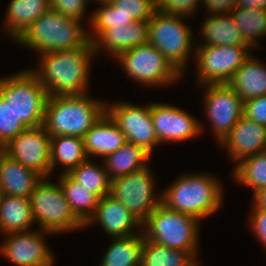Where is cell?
Wrapping results in <instances>:
<instances>
[{"label": "cell", "mask_w": 266, "mask_h": 266, "mask_svg": "<svg viewBox=\"0 0 266 266\" xmlns=\"http://www.w3.org/2000/svg\"><path fill=\"white\" fill-rule=\"evenodd\" d=\"M50 8V0H11L3 23L5 34L16 42Z\"/></svg>", "instance_id": "23"}, {"label": "cell", "mask_w": 266, "mask_h": 266, "mask_svg": "<svg viewBox=\"0 0 266 266\" xmlns=\"http://www.w3.org/2000/svg\"><path fill=\"white\" fill-rule=\"evenodd\" d=\"M0 96L26 128L43 125L48 94L30 69L0 77Z\"/></svg>", "instance_id": "6"}, {"label": "cell", "mask_w": 266, "mask_h": 266, "mask_svg": "<svg viewBox=\"0 0 266 266\" xmlns=\"http://www.w3.org/2000/svg\"><path fill=\"white\" fill-rule=\"evenodd\" d=\"M87 94L48 96L43 127L50 137L84 138L106 112V103Z\"/></svg>", "instance_id": "2"}, {"label": "cell", "mask_w": 266, "mask_h": 266, "mask_svg": "<svg viewBox=\"0 0 266 266\" xmlns=\"http://www.w3.org/2000/svg\"><path fill=\"white\" fill-rule=\"evenodd\" d=\"M47 179L43 177L30 195L33 218L40 225L38 229L58 234L86 227L72 211L59 182Z\"/></svg>", "instance_id": "7"}, {"label": "cell", "mask_w": 266, "mask_h": 266, "mask_svg": "<svg viewBox=\"0 0 266 266\" xmlns=\"http://www.w3.org/2000/svg\"><path fill=\"white\" fill-rule=\"evenodd\" d=\"M197 254V250L172 249L144 238L140 266H186Z\"/></svg>", "instance_id": "30"}, {"label": "cell", "mask_w": 266, "mask_h": 266, "mask_svg": "<svg viewBox=\"0 0 266 266\" xmlns=\"http://www.w3.org/2000/svg\"><path fill=\"white\" fill-rule=\"evenodd\" d=\"M51 137L43 125L26 128L4 146V153L42 177L50 176Z\"/></svg>", "instance_id": "14"}, {"label": "cell", "mask_w": 266, "mask_h": 266, "mask_svg": "<svg viewBox=\"0 0 266 266\" xmlns=\"http://www.w3.org/2000/svg\"><path fill=\"white\" fill-rule=\"evenodd\" d=\"M103 165H96L95 160L87 158L84 162L73 168L68 174L88 191L96 194L100 199L109 195L111 180Z\"/></svg>", "instance_id": "31"}, {"label": "cell", "mask_w": 266, "mask_h": 266, "mask_svg": "<svg viewBox=\"0 0 266 266\" xmlns=\"http://www.w3.org/2000/svg\"><path fill=\"white\" fill-rule=\"evenodd\" d=\"M87 1L89 0H50V7L66 17L82 21Z\"/></svg>", "instance_id": "38"}, {"label": "cell", "mask_w": 266, "mask_h": 266, "mask_svg": "<svg viewBox=\"0 0 266 266\" xmlns=\"http://www.w3.org/2000/svg\"><path fill=\"white\" fill-rule=\"evenodd\" d=\"M198 257H195L189 264H187L186 266H199L201 264L200 261L197 260ZM200 262V263H199Z\"/></svg>", "instance_id": "44"}, {"label": "cell", "mask_w": 266, "mask_h": 266, "mask_svg": "<svg viewBox=\"0 0 266 266\" xmlns=\"http://www.w3.org/2000/svg\"><path fill=\"white\" fill-rule=\"evenodd\" d=\"M3 191H2V189H1V187H0V203H1V201H2V198H3Z\"/></svg>", "instance_id": "47"}, {"label": "cell", "mask_w": 266, "mask_h": 266, "mask_svg": "<svg viewBox=\"0 0 266 266\" xmlns=\"http://www.w3.org/2000/svg\"><path fill=\"white\" fill-rule=\"evenodd\" d=\"M34 223L30 198L3 195L0 203L1 234L31 230Z\"/></svg>", "instance_id": "25"}, {"label": "cell", "mask_w": 266, "mask_h": 266, "mask_svg": "<svg viewBox=\"0 0 266 266\" xmlns=\"http://www.w3.org/2000/svg\"><path fill=\"white\" fill-rule=\"evenodd\" d=\"M94 43L64 51L40 55L39 67L31 72L44 86L48 96L81 95L89 92V74Z\"/></svg>", "instance_id": "1"}, {"label": "cell", "mask_w": 266, "mask_h": 266, "mask_svg": "<svg viewBox=\"0 0 266 266\" xmlns=\"http://www.w3.org/2000/svg\"><path fill=\"white\" fill-rule=\"evenodd\" d=\"M25 129L22 122L17 120L10 105L0 96V142L3 146Z\"/></svg>", "instance_id": "36"}, {"label": "cell", "mask_w": 266, "mask_h": 266, "mask_svg": "<svg viewBox=\"0 0 266 266\" xmlns=\"http://www.w3.org/2000/svg\"><path fill=\"white\" fill-rule=\"evenodd\" d=\"M143 240V232L128 237L113 238L100 266H140Z\"/></svg>", "instance_id": "29"}, {"label": "cell", "mask_w": 266, "mask_h": 266, "mask_svg": "<svg viewBox=\"0 0 266 266\" xmlns=\"http://www.w3.org/2000/svg\"><path fill=\"white\" fill-rule=\"evenodd\" d=\"M115 59L133 81L147 86H167L183 76L150 42L122 52Z\"/></svg>", "instance_id": "9"}, {"label": "cell", "mask_w": 266, "mask_h": 266, "mask_svg": "<svg viewBox=\"0 0 266 266\" xmlns=\"http://www.w3.org/2000/svg\"><path fill=\"white\" fill-rule=\"evenodd\" d=\"M200 31L204 40L200 45L249 46L243 40L230 13L207 16L202 22Z\"/></svg>", "instance_id": "24"}, {"label": "cell", "mask_w": 266, "mask_h": 266, "mask_svg": "<svg viewBox=\"0 0 266 266\" xmlns=\"http://www.w3.org/2000/svg\"><path fill=\"white\" fill-rule=\"evenodd\" d=\"M243 115L258 124L266 126V95L246 100Z\"/></svg>", "instance_id": "39"}, {"label": "cell", "mask_w": 266, "mask_h": 266, "mask_svg": "<svg viewBox=\"0 0 266 266\" xmlns=\"http://www.w3.org/2000/svg\"><path fill=\"white\" fill-rule=\"evenodd\" d=\"M151 116L159 143L182 142L199 136L202 124L183 109L151 102Z\"/></svg>", "instance_id": "16"}, {"label": "cell", "mask_w": 266, "mask_h": 266, "mask_svg": "<svg viewBox=\"0 0 266 266\" xmlns=\"http://www.w3.org/2000/svg\"><path fill=\"white\" fill-rule=\"evenodd\" d=\"M200 222L196 218L160 203L142 223L145 239L179 250H198Z\"/></svg>", "instance_id": "5"}, {"label": "cell", "mask_w": 266, "mask_h": 266, "mask_svg": "<svg viewBox=\"0 0 266 266\" xmlns=\"http://www.w3.org/2000/svg\"><path fill=\"white\" fill-rule=\"evenodd\" d=\"M50 175L58 165L64 166L61 173H69L88 157L84 151V139L76 136L51 137Z\"/></svg>", "instance_id": "28"}, {"label": "cell", "mask_w": 266, "mask_h": 266, "mask_svg": "<svg viewBox=\"0 0 266 266\" xmlns=\"http://www.w3.org/2000/svg\"><path fill=\"white\" fill-rule=\"evenodd\" d=\"M219 144L227 147L232 161L240 162L266 151V126L243 115Z\"/></svg>", "instance_id": "17"}, {"label": "cell", "mask_w": 266, "mask_h": 266, "mask_svg": "<svg viewBox=\"0 0 266 266\" xmlns=\"http://www.w3.org/2000/svg\"><path fill=\"white\" fill-rule=\"evenodd\" d=\"M151 155L143 148L127 142L117 151L106 156L104 166L110 180L126 176L146 167Z\"/></svg>", "instance_id": "26"}, {"label": "cell", "mask_w": 266, "mask_h": 266, "mask_svg": "<svg viewBox=\"0 0 266 266\" xmlns=\"http://www.w3.org/2000/svg\"><path fill=\"white\" fill-rule=\"evenodd\" d=\"M4 153V146L3 144L0 142V156Z\"/></svg>", "instance_id": "45"}, {"label": "cell", "mask_w": 266, "mask_h": 266, "mask_svg": "<svg viewBox=\"0 0 266 266\" xmlns=\"http://www.w3.org/2000/svg\"><path fill=\"white\" fill-rule=\"evenodd\" d=\"M110 3L134 21L150 20L155 13L154 0H111Z\"/></svg>", "instance_id": "35"}, {"label": "cell", "mask_w": 266, "mask_h": 266, "mask_svg": "<svg viewBox=\"0 0 266 266\" xmlns=\"http://www.w3.org/2000/svg\"><path fill=\"white\" fill-rule=\"evenodd\" d=\"M251 49L250 46L195 45L197 85L227 84Z\"/></svg>", "instance_id": "11"}, {"label": "cell", "mask_w": 266, "mask_h": 266, "mask_svg": "<svg viewBox=\"0 0 266 266\" xmlns=\"http://www.w3.org/2000/svg\"><path fill=\"white\" fill-rule=\"evenodd\" d=\"M85 30L81 20L66 17L50 8L16 42L36 50L39 55L73 50L90 42L89 32Z\"/></svg>", "instance_id": "4"}, {"label": "cell", "mask_w": 266, "mask_h": 266, "mask_svg": "<svg viewBox=\"0 0 266 266\" xmlns=\"http://www.w3.org/2000/svg\"><path fill=\"white\" fill-rule=\"evenodd\" d=\"M201 0H154L155 11L176 15L191 16Z\"/></svg>", "instance_id": "37"}, {"label": "cell", "mask_w": 266, "mask_h": 266, "mask_svg": "<svg viewBox=\"0 0 266 266\" xmlns=\"http://www.w3.org/2000/svg\"><path fill=\"white\" fill-rule=\"evenodd\" d=\"M43 177L3 153L0 156V187L4 195L30 198Z\"/></svg>", "instance_id": "21"}, {"label": "cell", "mask_w": 266, "mask_h": 266, "mask_svg": "<svg viewBox=\"0 0 266 266\" xmlns=\"http://www.w3.org/2000/svg\"><path fill=\"white\" fill-rule=\"evenodd\" d=\"M252 206L248 223L259 242L266 248V210Z\"/></svg>", "instance_id": "40"}, {"label": "cell", "mask_w": 266, "mask_h": 266, "mask_svg": "<svg viewBox=\"0 0 266 266\" xmlns=\"http://www.w3.org/2000/svg\"><path fill=\"white\" fill-rule=\"evenodd\" d=\"M100 8L92 13L90 20V27L93 30L91 34L89 32V38L91 42H95L107 29L113 27H128L131 22H134L131 16L123 14L116 10V8L110 3H99ZM94 34V35H93Z\"/></svg>", "instance_id": "34"}, {"label": "cell", "mask_w": 266, "mask_h": 266, "mask_svg": "<svg viewBox=\"0 0 266 266\" xmlns=\"http://www.w3.org/2000/svg\"><path fill=\"white\" fill-rule=\"evenodd\" d=\"M227 84L244 102L266 95V65L250 54Z\"/></svg>", "instance_id": "22"}, {"label": "cell", "mask_w": 266, "mask_h": 266, "mask_svg": "<svg viewBox=\"0 0 266 266\" xmlns=\"http://www.w3.org/2000/svg\"><path fill=\"white\" fill-rule=\"evenodd\" d=\"M155 177L150 166L111 180L109 195L121 202L134 217L143 223L161 203L155 195Z\"/></svg>", "instance_id": "10"}, {"label": "cell", "mask_w": 266, "mask_h": 266, "mask_svg": "<svg viewBox=\"0 0 266 266\" xmlns=\"http://www.w3.org/2000/svg\"><path fill=\"white\" fill-rule=\"evenodd\" d=\"M204 87V111L211 123L214 137L220 143L243 116L244 101L228 84L203 85Z\"/></svg>", "instance_id": "13"}, {"label": "cell", "mask_w": 266, "mask_h": 266, "mask_svg": "<svg viewBox=\"0 0 266 266\" xmlns=\"http://www.w3.org/2000/svg\"><path fill=\"white\" fill-rule=\"evenodd\" d=\"M106 103V112L119 126L129 143L143 148L150 155L159 140L151 116V103L141 107L131 103Z\"/></svg>", "instance_id": "12"}, {"label": "cell", "mask_w": 266, "mask_h": 266, "mask_svg": "<svg viewBox=\"0 0 266 266\" xmlns=\"http://www.w3.org/2000/svg\"><path fill=\"white\" fill-rule=\"evenodd\" d=\"M148 37L149 20L134 21L128 27L107 29L94 42L95 55L100 51H107L115 59L122 52L147 43Z\"/></svg>", "instance_id": "19"}, {"label": "cell", "mask_w": 266, "mask_h": 266, "mask_svg": "<svg viewBox=\"0 0 266 266\" xmlns=\"http://www.w3.org/2000/svg\"><path fill=\"white\" fill-rule=\"evenodd\" d=\"M235 7L266 10V0H236Z\"/></svg>", "instance_id": "42"}, {"label": "cell", "mask_w": 266, "mask_h": 266, "mask_svg": "<svg viewBox=\"0 0 266 266\" xmlns=\"http://www.w3.org/2000/svg\"><path fill=\"white\" fill-rule=\"evenodd\" d=\"M86 156H98L104 159L127 143L126 136L119 126L105 112L84 136Z\"/></svg>", "instance_id": "20"}, {"label": "cell", "mask_w": 266, "mask_h": 266, "mask_svg": "<svg viewBox=\"0 0 266 266\" xmlns=\"http://www.w3.org/2000/svg\"><path fill=\"white\" fill-rule=\"evenodd\" d=\"M93 1H95V0H93ZM97 1V3L99 2V3H107V2H110L111 0H96Z\"/></svg>", "instance_id": "46"}, {"label": "cell", "mask_w": 266, "mask_h": 266, "mask_svg": "<svg viewBox=\"0 0 266 266\" xmlns=\"http://www.w3.org/2000/svg\"><path fill=\"white\" fill-rule=\"evenodd\" d=\"M47 234L51 235L41 229L5 234L0 254L17 266H53V252L43 239Z\"/></svg>", "instance_id": "15"}, {"label": "cell", "mask_w": 266, "mask_h": 266, "mask_svg": "<svg viewBox=\"0 0 266 266\" xmlns=\"http://www.w3.org/2000/svg\"><path fill=\"white\" fill-rule=\"evenodd\" d=\"M59 184L77 218L86 225L94 216L100 198L75 181L68 173H62Z\"/></svg>", "instance_id": "27"}, {"label": "cell", "mask_w": 266, "mask_h": 266, "mask_svg": "<svg viewBox=\"0 0 266 266\" xmlns=\"http://www.w3.org/2000/svg\"><path fill=\"white\" fill-rule=\"evenodd\" d=\"M233 178L240 185L252 188L253 194L266 187V151L238 162L233 170Z\"/></svg>", "instance_id": "33"}, {"label": "cell", "mask_w": 266, "mask_h": 266, "mask_svg": "<svg viewBox=\"0 0 266 266\" xmlns=\"http://www.w3.org/2000/svg\"><path fill=\"white\" fill-rule=\"evenodd\" d=\"M253 195V205L266 210V187L259 189Z\"/></svg>", "instance_id": "43"}, {"label": "cell", "mask_w": 266, "mask_h": 266, "mask_svg": "<svg viewBox=\"0 0 266 266\" xmlns=\"http://www.w3.org/2000/svg\"><path fill=\"white\" fill-rule=\"evenodd\" d=\"M94 222L101 225L103 231L112 238L137 235L142 228V223L121 202L110 195L99 200L94 216L85 226L88 227ZM138 227L139 231L135 232L134 229Z\"/></svg>", "instance_id": "18"}, {"label": "cell", "mask_w": 266, "mask_h": 266, "mask_svg": "<svg viewBox=\"0 0 266 266\" xmlns=\"http://www.w3.org/2000/svg\"><path fill=\"white\" fill-rule=\"evenodd\" d=\"M161 203L201 221L220 209L222 184L210 174H185L161 193Z\"/></svg>", "instance_id": "3"}, {"label": "cell", "mask_w": 266, "mask_h": 266, "mask_svg": "<svg viewBox=\"0 0 266 266\" xmlns=\"http://www.w3.org/2000/svg\"><path fill=\"white\" fill-rule=\"evenodd\" d=\"M184 18L187 17L155 11L149 20L148 37V42L154 45L182 75L186 71L188 57L195 53L192 51L195 50L193 31L185 24Z\"/></svg>", "instance_id": "8"}, {"label": "cell", "mask_w": 266, "mask_h": 266, "mask_svg": "<svg viewBox=\"0 0 266 266\" xmlns=\"http://www.w3.org/2000/svg\"><path fill=\"white\" fill-rule=\"evenodd\" d=\"M209 14H227L236 6V0H201Z\"/></svg>", "instance_id": "41"}, {"label": "cell", "mask_w": 266, "mask_h": 266, "mask_svg": "<svg viewBox=\"0 0 266 266\" xmlns=\"http://www.w3.org/2000/svg\"><path fill=\"white\" fill-rule=\"evenodd\" d=\"M230 14L241 32L243 40L253 49L256 40L266 35V10L235 7Z\"/></svg>", "instance_id": "32"}]
</instances>
